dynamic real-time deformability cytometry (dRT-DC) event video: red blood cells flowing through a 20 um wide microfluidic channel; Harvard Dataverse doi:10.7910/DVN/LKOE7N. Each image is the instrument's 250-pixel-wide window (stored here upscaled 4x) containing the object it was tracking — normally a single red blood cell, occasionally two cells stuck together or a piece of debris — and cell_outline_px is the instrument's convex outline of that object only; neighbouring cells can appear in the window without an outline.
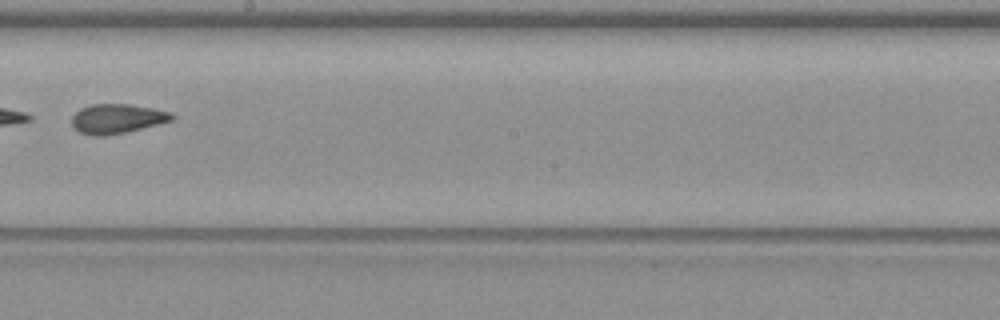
{"species": "common noctule bat (a hibernating species)", "species_latin": "Nyctalus noctula", "temperature_condition": "warm", "stored_images_in_passage": 9, "camera_frame_rate_fps": 3000, "um_per_image_px": 0.085, "animal": {"sex": "female", "body_mass_g": 19.3, "forearm_length_mm": 54.1}, "frame": {"image": 1, "passage_image": 6, "time_ms": 7.0, "image_size_px": [1000, 320], "cell_outline_px": [[176, 116], [172, 120], [124, 132], [104, 136], [92, 136], [80, 132], [72, 124], [72, 116], [80, 108], [92, 104], [132, 104], [172, 112]], "centroid_in_image_um": [9.94, 10.07], "position_along_channel_um": 238.3, "area_um2": 17.05}}
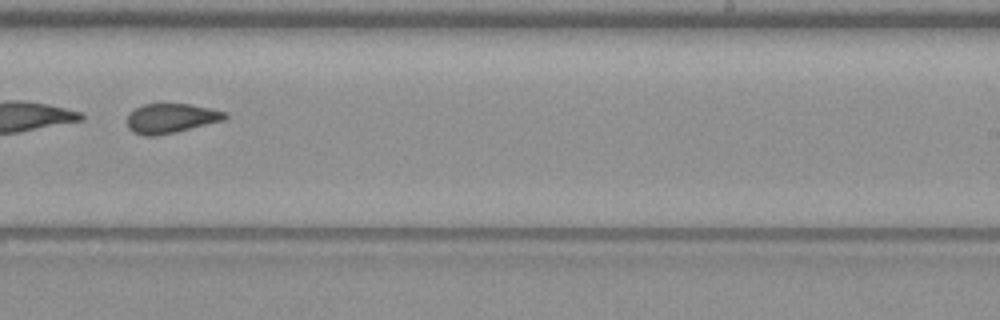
{"frame": {"image": 2, "passage_image": 7, "time_ms": 8.0, "image_size_px": [1000, 320], "cell_outline_px": [[228, 116], [224, 120], [176, 132], [156, 136], [144, 136], [132, 132], [128, 128], [128, 116], [136, 108], [144, 104], [188, 104], [212, 108], [224, 112]], "centroid_in_image_um": [14.53, 10.06], "position_along_channel_um": 274.5, "area_um2": 16.76}}